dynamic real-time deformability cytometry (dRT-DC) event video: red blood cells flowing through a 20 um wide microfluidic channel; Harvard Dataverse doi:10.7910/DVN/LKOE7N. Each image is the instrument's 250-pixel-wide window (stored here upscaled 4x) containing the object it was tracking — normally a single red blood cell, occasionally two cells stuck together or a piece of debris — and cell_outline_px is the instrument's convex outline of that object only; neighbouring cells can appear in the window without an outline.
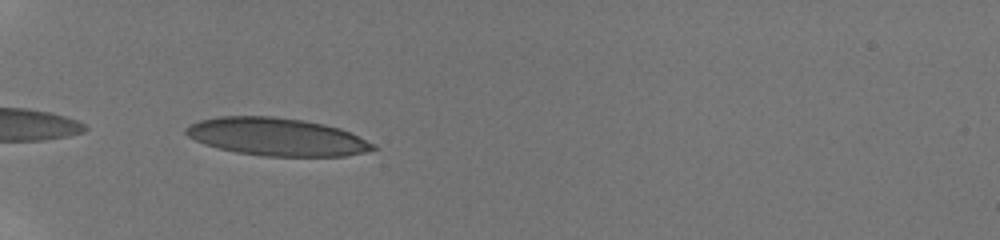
{"species": "human", "species_latin": "Homo sapiens", "temperature_condition": "room temperature", "stored_images_in_passage": 36, "camera_frame_rate_fps": 3000, "um_per_image_px": 0.085, "donor": {"sex": "male"}, "frame": {"image": 1, "passage_image": 1, "time_ms": 0.0, "image_size_px": [1000, 240], "cell_outline_px": [[380, 148], [364, 152], [344, 156], [264, 156], [236, 152], [204, 144], [188, 136], [184, 132], [184, 128], [200, 120], [216, 116], [272, 116], [304, 120], [324, 124], [340, 128], [376, 144]], "centroid_in_image_um": [23.54, 11.63], "position_along_channel_um": 61.5, "area_um2": 41.21}}
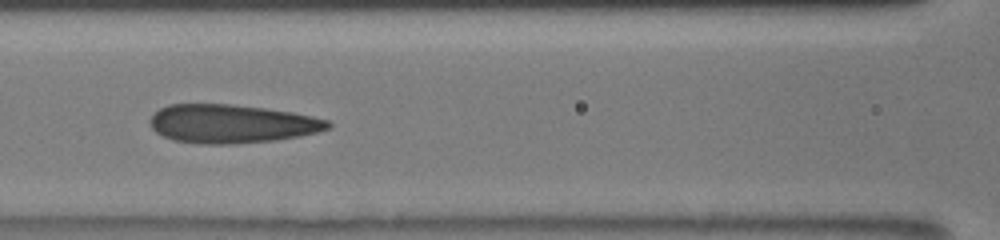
{"frame": {"image": 2, "passage_image": 15, "time_ms": 2.667, "image_size_px": [1000, 240], "cell_outline_px": [[332, 128], [300, 136], [276, 140], [236, 144], [200, 144], [172, 140], [156, 132], [148, 124], [148, 120], [160, 108], [168, 104], [232, 104], [264, 108], [292, 112], [312, 116], [328, 120], [332, 124]], "centroid_in_image_um": [19.68, 10.52], "position_along_channel_um": 146.9, "area_um2": 40.29}}
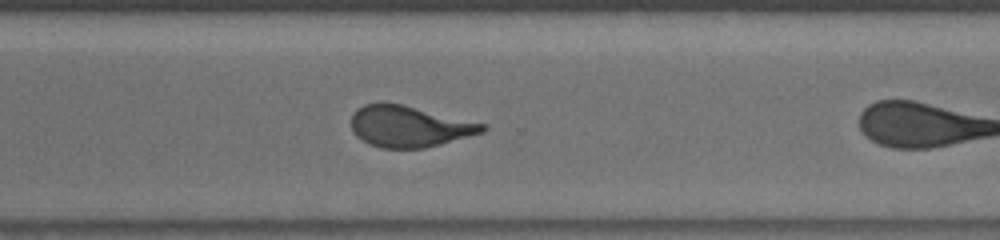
{"frame": {"image": 3, "passage_image": 34, "time_ms": 6.333, "image_size_px": [1000, 240], "cell_outline_px": [[488, 128], [484, 132], [440, 144], [424, 148], [380, 148], [368, 144], [356, 136], [352, 132], [352, 112], [356, 108], [364, 104], [404, 104], [488, 124]], "centroid_in_image_um": [34.81, 10.75], "position_along_channel_um": 335.8, "area_um2": 31.67}}